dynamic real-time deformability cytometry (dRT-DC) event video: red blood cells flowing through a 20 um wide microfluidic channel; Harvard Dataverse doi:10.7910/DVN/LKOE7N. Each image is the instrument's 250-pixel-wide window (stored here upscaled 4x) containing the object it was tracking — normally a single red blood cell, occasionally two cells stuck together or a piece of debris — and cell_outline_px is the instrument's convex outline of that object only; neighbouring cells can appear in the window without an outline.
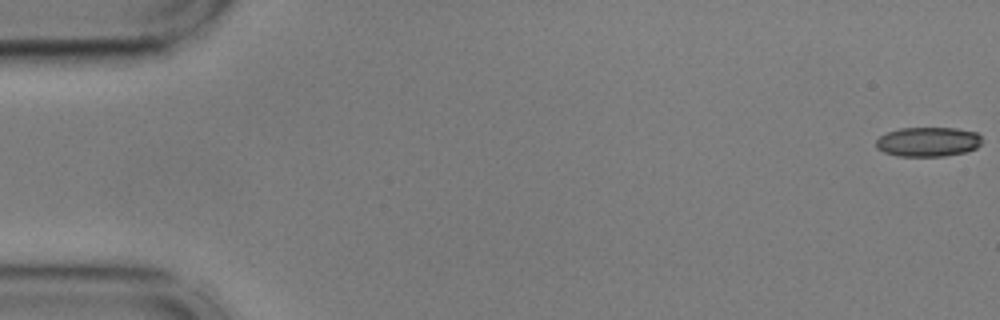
{"species": "common noctule bat (a hibernating species)", "species_latin": "Nyctalus noctula", "temperature_condition": "cold", "stored_images_in_passage": 56, "camera_frame_rate_fps": 3000, "um_per_image_px": 0.085, "animal": {"sex": "male", "body_mass_g": 17.9, "forearm_length_mm": 54.2}, "frame": {"image": 1, "passage_image": 1, "time_ms": 0.0, "image_size_px": [1000, 320], "cell_outline_px": [[980, 144], [976, 148], [964, 152], [944, 156], [900, 156], [884, 152], [876, 148], [876, 140], [880, 136], [888, 132], [900, 128], [956, 128], [976, 132], [980, 136]], "centroid_in_image_um": [78.86, 12.05], "position_along_channel_um": 6.1, "area_um2": 18.09}}
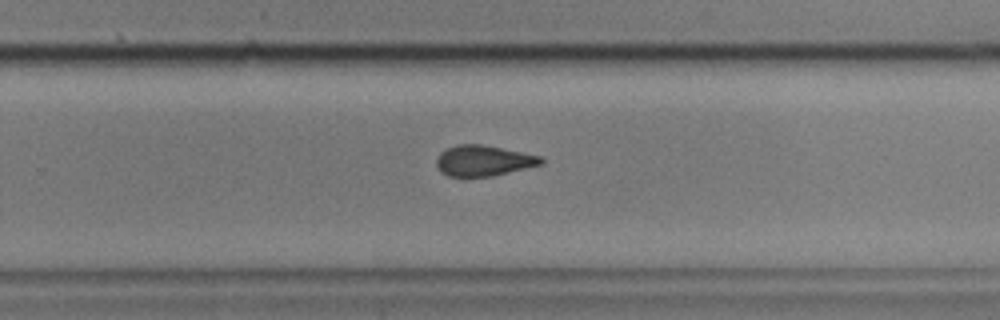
{"frame": {"image": 2, "passage_image": 36, "time_ms": 11.667, "image_size_px": [1000, 320], "cell_outline_px": [[544, 164], [492, 176], [448, 176], [440, 172], [436, 164], [436, 160], [440, 152], [456, 144], [480, 144], [544, 156]], "centroid_in_image_um": [41.12, 13.65], "position_along_channel_um": 288.7, "area_um2": 18.79}}
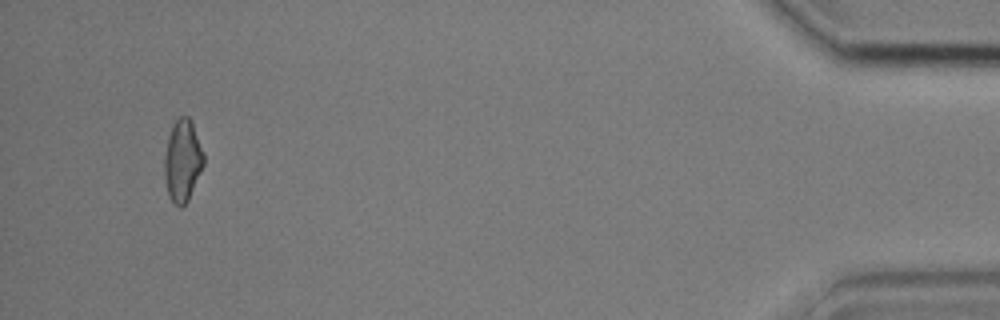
{"frame": {"image": 3, "passage_image": 53, "time_ms": 17.333, "image_size_px": [1000, 320], "cell_outline_px": [[204, 164], [188, 200], [180, 208], [172, 204], [168, 196], [164, 180], [164, 156], [168, 136], [172, 124], [180, 116], [188, 116], [192, 124], [204, 152]], "centroid_in_image_um": [15.49, 13.69], "position_along_channel_um": 419.7, "area_um2": 18.9}, "authors_computed_cell_mechanics": {"area_um2": 19.1896, "velocity_mm_per_s": 3.6307, "shape_relaxation_time_tau1_ms": null, "shape_relaxation_time_tau2_ms": 2.875, "deformation_change_tau1": null, "deformation_change_tau2": 0.0862}}